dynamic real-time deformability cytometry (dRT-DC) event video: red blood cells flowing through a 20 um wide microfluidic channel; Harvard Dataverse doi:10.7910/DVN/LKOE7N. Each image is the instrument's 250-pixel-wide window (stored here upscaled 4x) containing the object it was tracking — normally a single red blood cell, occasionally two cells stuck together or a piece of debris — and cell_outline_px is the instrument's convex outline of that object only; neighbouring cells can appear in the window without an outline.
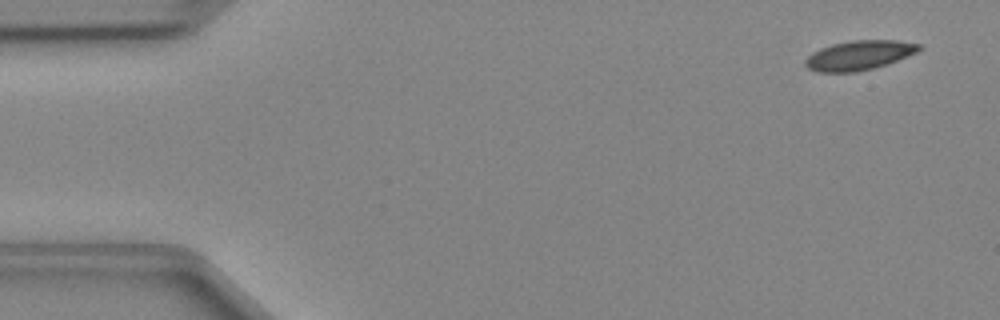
{"species": "Egyptian fruit bat (a non-hibernating species)", "species_latin": "Rousettus aegyptiacus", "temperature_condition": "cold", "stored_images_in_passage": 48, "camera_frame_rate_fps": 3000, "um_per_image_px": 0.085, "animal": {"sex": "female"}, "frame": {"image": 1, "passage_image": 3, "time_ms": 0.667, "image_size_px": [1000, 320], "cell_outline_px": [[924, 48], [908, 56], [888, 64], [856, 72], [816, 72], [808, 68], [804, 64], [804, 60], [812, 52], [820, 48], [832, 44], [852, 40], [896, 40], [924, 44]], "centroid_in_image_um": [73.05, 4.69], "position_along_channel_um": 12.0, "area_um2": 19.77}}
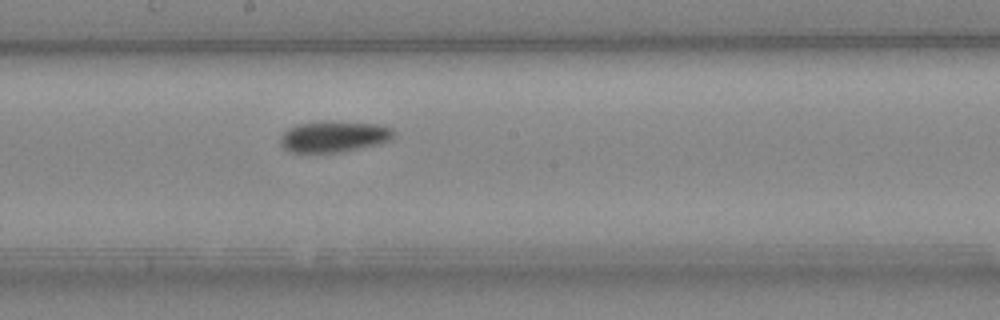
{"frame": {"image": 2, "passage_image": 26, "time_ms": 8.333, "image_size_px": [1000, 320], "cell_outline_px": [[396, 132], [392, 140], [380, 144], [344, 152], [288, 152], [280, 144], [280, 136], [288, 128], [296, 124], [320, 120], [332, 120], [376, 124], [392, 128]], "centroid_in_image_um": [28.39, 11.59], "position_along_channel_um": 219.8, "area_um2": 21.21}}
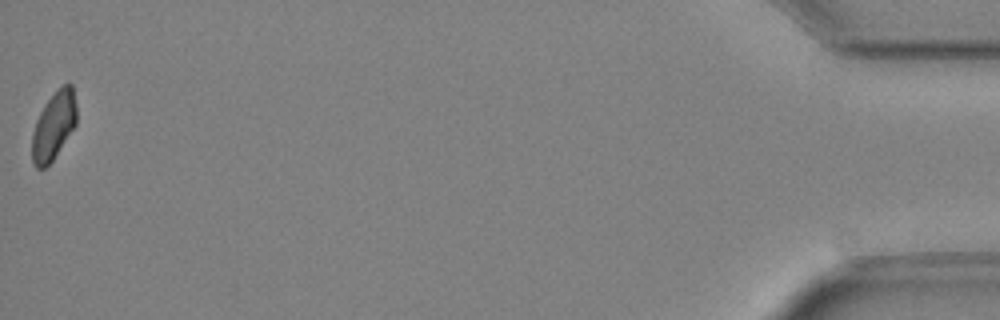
{"frame": {"image": 3, "passage_image": 48, "time_ms": 15.667, "image_size_px": [1000, 320], "cell_outline_px": [[76, 124], [52, 160], [44, 168], [36, 168], [32, 164], [32, 132], [36, 120], [44, 104], [64, 84], [72, 84], [76, 104]], "centroid_in_image_um": [4.55, 10.7], "position_along_channel_um": 430.7, "area_um2": 17.34}}